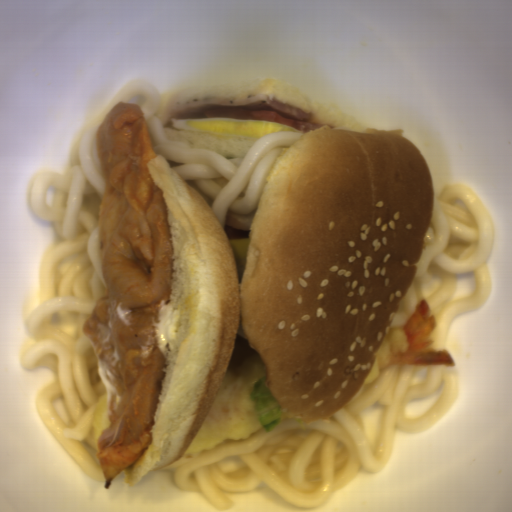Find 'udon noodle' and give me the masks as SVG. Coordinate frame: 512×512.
Segmentation results:
<instances>
[{"label":"udon noodle","mask_w":512,"mask_h":512,"mask_svg":"<svg viewBox=\"0 0 512 512\" xmlns=\"http://www.w3.org/2000/svg\"><path fill=\"white\" fill-rule=\"evenodd\" d=\"M158 85L132 80L105 107L76 142L68 170L38 173L30 192L31 209L55 224L58 239L39 262L38 306L26 318L35 342L20 354L21 367H49L53 382L35 393L40 418L54 438L92 480L105 481L91 434L99 400L108 389L97 356L84 333L109 285L99 255V209L106 187L98 156L97 129L118 103L141 105L155 152L193 189L217 217L256 214L272 169L287 148L308 133H272L241 157L190 147L168 138L158 119Z\"/></svg>","instance_id":"udon-noodle-1"},{"label":"udon noodle","mask_w":512,"mask_h":512,"mask_svg":"<svg viewBox=\"0 0 512 512\" xmlns=\"http://www.w3.org/2000/svg\"><path fill=\"white\" fill-rule=\"evenodd\" d=\"M444 379L437 403L420 419H406L407 403L432 395ZM460 394V380L446 365L396 366L362 384L342 408L317 422L285 420L270 431L264 426L244 440H230L170 466L174 486L200 493L220 510L232 500L225 493L255 491L262 484L294 507L316 508L360 471L378 473L391 454L396 429L420 434L439 423ZM383 405L377 446L367 444L364 413Z\"/></svg>","instance_id":"udon-noodle-2"},{"label":"udon noodle","mask_w":512,"mask_h":512,"mask_svg":"<svg viewBox=\"0 0 512 512\" xmlns=\"http://www.w3.org/2000/svg\"><path fill=\"white\" fill-rule=\"evenodd\" d=\"M493 245L487 206L472 189L453 183L440 195L434 194L417 272L387 331L404 327L417 304L426 301L436 320L431 344L435 350H444L453 320L480 310L490 294L488 264ZM468 272L475 277L473 292L453 301L454 277Z\"/></svg>","instance_id":"udon-noodle-3"},{"label":"udon noodle","mask_w":512,"mask_h":512,"mask_svg":"<svg viewBox=\"0 0 512 512\" xmlns=\"http://www.w3.org/2000/svg\"><path fill=\"white\" fill-rule=\"evenodd\" d=\"M252 358L261 357L254 350L241 331L235 332L233 349L226 370Z\"/></svg>","instance_id":"udon-noodle-4"}]
</instances>
